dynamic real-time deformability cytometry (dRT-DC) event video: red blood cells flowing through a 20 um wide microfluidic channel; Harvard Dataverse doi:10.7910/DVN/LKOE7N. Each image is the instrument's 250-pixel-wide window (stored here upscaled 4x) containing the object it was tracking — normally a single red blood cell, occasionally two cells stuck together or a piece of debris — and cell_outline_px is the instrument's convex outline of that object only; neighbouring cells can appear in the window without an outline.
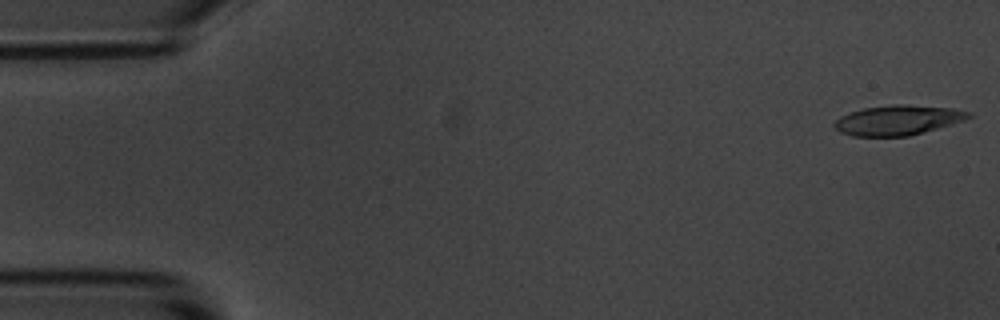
{"species": "common noctule bat (a hibernating species)", "species_latin": "Nyctalus noctula", "temperature_condition": "room temperature", "stored_images_in_passage": 5, "camera_frame_rate_fps": 3000, "um_per_image_px": 0.085, "animal": {"sex": "male", "body_mass_g": 20.1, "forearm_length_mm": 53.5}, "frame": {"image": 1, "passage_image": 1, "time_ms": 0.0, "image_size_px": [1000, 320], "cell_outline_px": [[972, 116], [964, 120], [952, 124], [908, 136], [852, 136], [840, 132], [832, 124], [840, 116], [864, 108], [892, 104], [900, 104], [952, 108], [972, 112]], "centroid_in_image_um": [76.32, 10.21], "position_along_channel_um": 8.7, "area_um2": 23.24}}
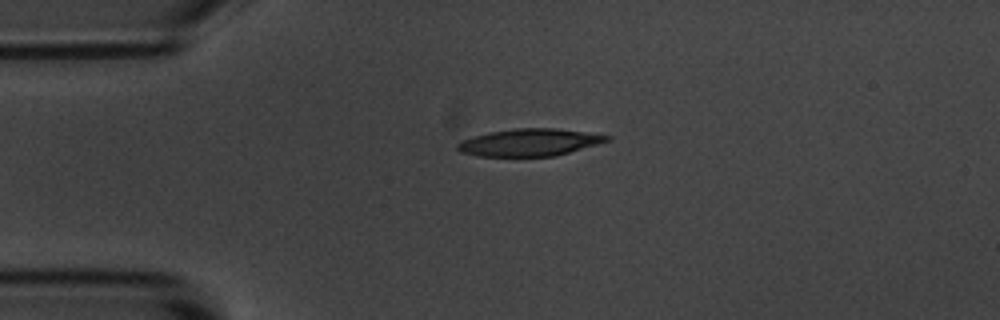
{"frame": {"image": 2, "passage_image": 4, "time_ms": 3.667, "image_size_px": [1000, 320], "cell_outline_px": [[612, 140], [556, 156], [476, 156], [460, 152], [456, 148], [456, 144], [460, 140], [492, 132], [516, 128], [556, 128], [612, 136]], "centroid_in_image_um": [45.02, 12.11], "position_along_channel_um": 40.0, "area_um2": 23.7}}